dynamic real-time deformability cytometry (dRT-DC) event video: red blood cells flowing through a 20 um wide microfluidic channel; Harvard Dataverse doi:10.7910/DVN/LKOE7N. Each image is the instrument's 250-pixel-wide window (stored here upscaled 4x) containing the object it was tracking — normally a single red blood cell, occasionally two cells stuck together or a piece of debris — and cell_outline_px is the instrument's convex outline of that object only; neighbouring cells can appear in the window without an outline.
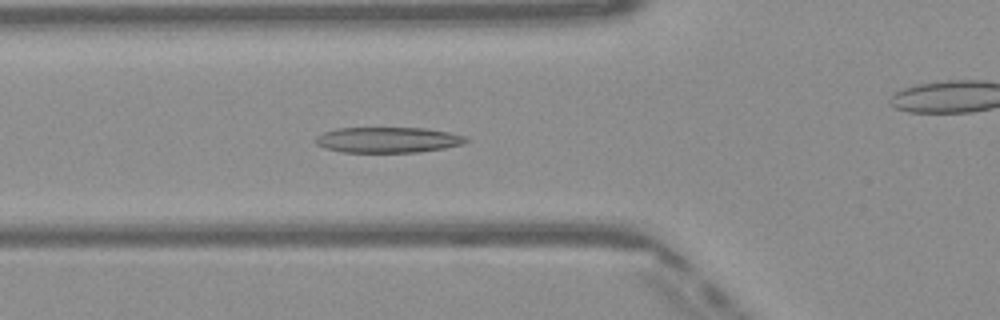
{"species": "Egyptian fruit bat (a non-hibernating species)", "species_latin": "Rousettus aegyptiacus", "temperature_condition": "warm", "stored_images_in_passage": 47, "camera_frame_rate_fps": 3000, "um_per_image_px": 0.085, "frame": {"image": 1, "passage_image": 14, "time_ms": 4.333, "image_size_px": [1000, 320], "cell_outline_px": [[468, 140], [464, 144], [444, 148], [416, 152], [344, 152], [324, 148], [316, 144], [312, 140], [316, 136], [324, 132], [336, 128], [424, 128], [448, 132], [464, 136]], "centroid_in_image_um": [32.92, 11.89], "position_along_channel_um": 92.9, "area_um2": 22.43}}
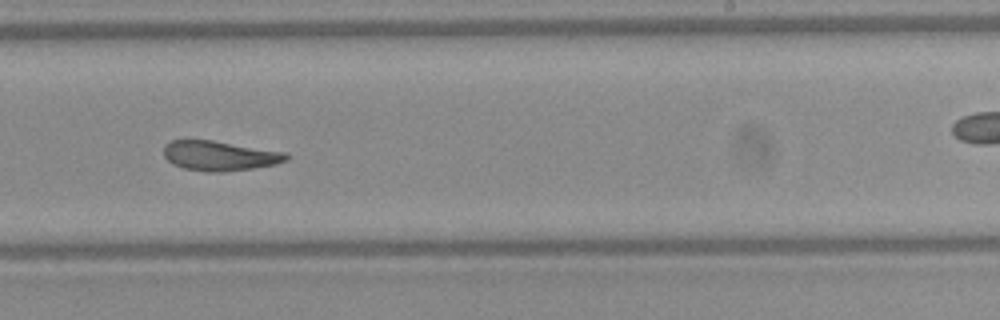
{"frame": {"image": 2, "passage_image": 27, "time_ms": 8.667, "image_size_px": [1000, 320], "cell_outline_px": [[288, 160], [272, 164], [252, 168], [224, 172], [208, 172], [184, 168], [172, 164], [164, 156], [164, 144], [172, 140], [212, 140], [288, 152]], "centroid_in_image_um": [18.66, 13.23], "position_along_channel_um": 270.3, "area_um2": 21.27}}
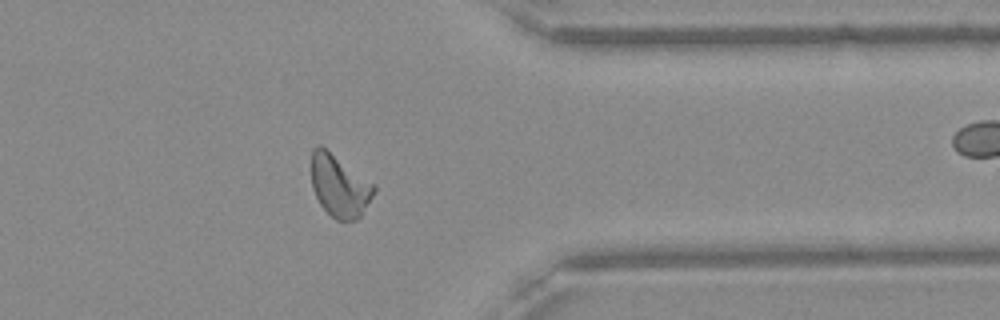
{"frame": {"image": 3, "passage_image": 36, "time_ms": 11.667, "image_size_px": [1000, 320], "cell_outline_px": [[376, 188], [372, 196], [360, 216], [356, 220], [336, 220], [320, 204], [312, 188], [312, 148], [320, 144], [376, 184]], "centroid_in_image_um": [28.86, 15.77], "position_along_channel_um": 382.5, "area_um2": 22.54}, "authors_computed_cell_mechanics": {"area_um2": 22.4264, "velocity_mm_per_s": 4.09, "shape_relaxation_time_tau1_ms": null, "shape_relaxation_time_tau2_ms": 2.3593, "deformation_change_tau1": null, "deformation_change_tau2": 0.105}}